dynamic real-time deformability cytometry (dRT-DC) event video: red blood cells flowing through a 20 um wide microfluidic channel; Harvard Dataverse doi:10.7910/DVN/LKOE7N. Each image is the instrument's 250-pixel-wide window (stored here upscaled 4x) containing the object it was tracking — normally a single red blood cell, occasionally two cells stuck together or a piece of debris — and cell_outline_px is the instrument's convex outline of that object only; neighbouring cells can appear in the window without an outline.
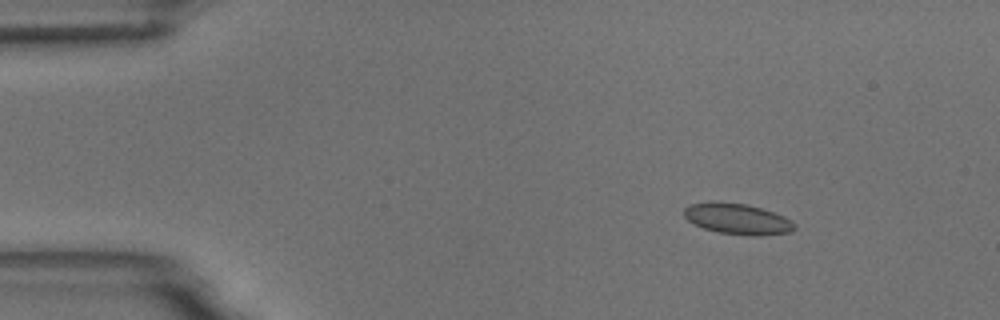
{"species": "common noctule bat (a hibernating species)", "species_latin": "Nyctalus noctula", "temperature_condition": "room temperature", "stored_images_in_passage": 6, "segment_of_instrument_passage": [1, 2], "camera_frame_rate_fps": 3000, "um_per_image_px": 0.085, "animal": {"sex": "male", "body_mass_g": 18.8}, "frame": {"image": 1, "passage_image": 3, "time_ms": 2.333, "image_size_px": [1000, 320], "cell_outline_px": [[796, 228], [792, 232], [760, 236], [752, 236], [720, 232], [704, 228], [692, 224], [684, 216], [684, 208], [692, 204], [712, 200], [744, 204], [760, 208], [784, 216], [792, 220], [796, 224]], "centroid_in_image_um": [62.69, 18.61], "position_along_channel_um": 22.3, "area_um2": 20.0}}
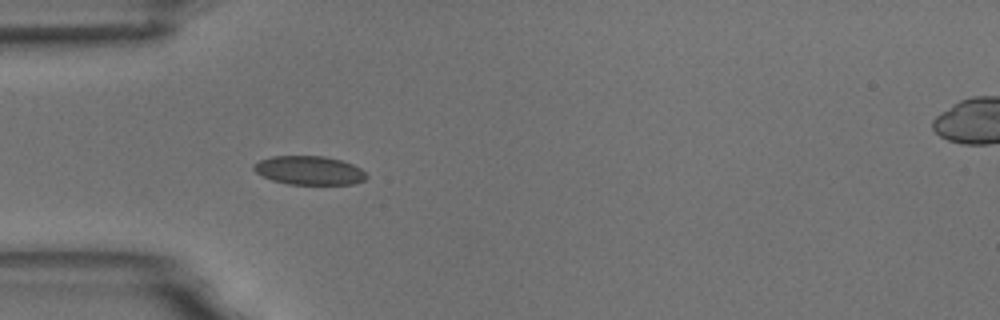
{"frame": {"image": 2, "passage_image": 5, "time_ms": 5.333, "image_size_px": [1000, 320], "cell_outline_px": [[368, 176], [364, 180], [352, 184], [288, 184], [272, 180], [256, 172], [252, 168], [252, 164], [260, 160], [272, 156], [324, 156], [340, 160], [352, 164], [360, 168]], "centroid_in_image_um": [26.26, 14.48], "position_along_channel_um": 58.7, "area_um2": 18.79}}